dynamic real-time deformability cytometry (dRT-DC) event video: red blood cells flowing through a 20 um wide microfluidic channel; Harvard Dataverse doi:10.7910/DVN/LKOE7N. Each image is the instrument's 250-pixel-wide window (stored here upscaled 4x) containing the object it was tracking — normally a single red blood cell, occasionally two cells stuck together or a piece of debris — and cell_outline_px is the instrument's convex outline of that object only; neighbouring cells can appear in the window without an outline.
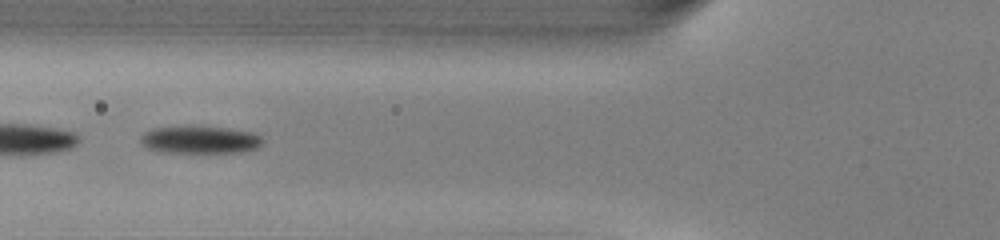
{"species": "common noctule bat (a hibernating species)", "species_latin": "Nyctalus noctula", "temperature_condition": "warm", "stored_images_in_passage": 49, "segment_of_instrument_passage": [2, 2], "camera_frame_rate_fps": 3000, "um_per_image_px": 0.085, "animal": {"sex": "male", "body_mass_g": 13.0, "forearm_length_mm": 53.1}, "frame": {"image": 1, "passage_image": 19, "time_ms": 6.0, "image_size_px": [1000, 240], "cell_outline_px": [[264, 144], [256, 148], [240, 152], [156, 152], [148, 148], [140, 140], [140, 136], [144, 132], [152, 128], [228, 128], [252, 132], [260, 136], [264, 140]], "centroid_in_image_um": [17.03, 11.91], "position_along_channel_um": 108.8, "area_um2": 19.07}}
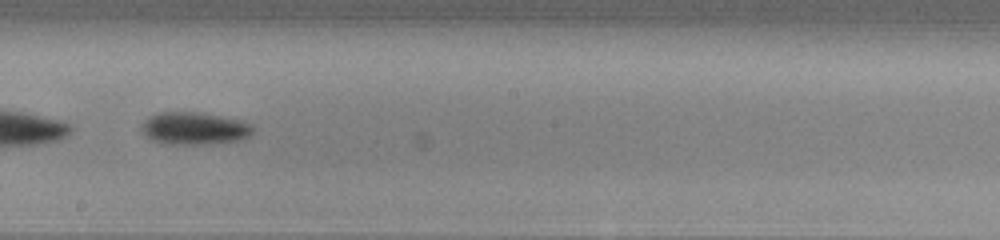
{"frame": {"image": 2, "passage_image": 28, "time_ms": 9.0, "image_size_px": [1000, 240], "cell_outline_px": [[256, 128], [252, 136], [240, 140], [212, 144], [168, 144], [152, 140], [140, 128], [140, 124], [148, 116], [160, 112], [200, 112], [244, 120], [252, 124]], "centroid_in_image_um": [16.59, 10.91], "position_along_channel_um": 231.6, "area_um2": 21.56}}
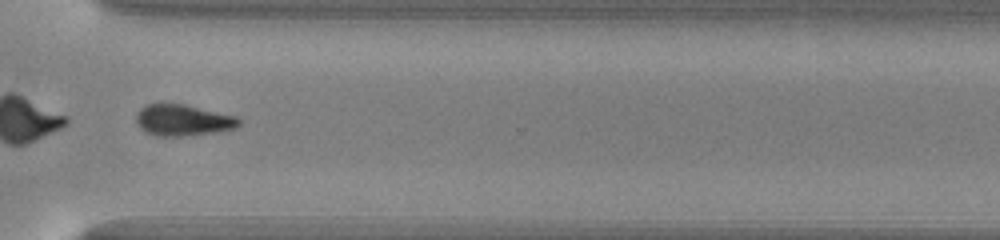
{"frame": {"image": 3, "passage_image": 37, "time_ms": 12.0, "image_size_px": [1000, 240], "cell_outline_px": [[240, 124], [236, 128], [216, 132], [180, 136], [156, 136], [144, 132], [140, 128], [136, 120], [136, 112], [140, 108], [148, 104], [160, 100], [184, 104], [236, 116], [240, 120]], "centroid_in_image_um": [15.48, 10.18], "position_along_channel_um": 355.1, "area_um2": 19.25}}